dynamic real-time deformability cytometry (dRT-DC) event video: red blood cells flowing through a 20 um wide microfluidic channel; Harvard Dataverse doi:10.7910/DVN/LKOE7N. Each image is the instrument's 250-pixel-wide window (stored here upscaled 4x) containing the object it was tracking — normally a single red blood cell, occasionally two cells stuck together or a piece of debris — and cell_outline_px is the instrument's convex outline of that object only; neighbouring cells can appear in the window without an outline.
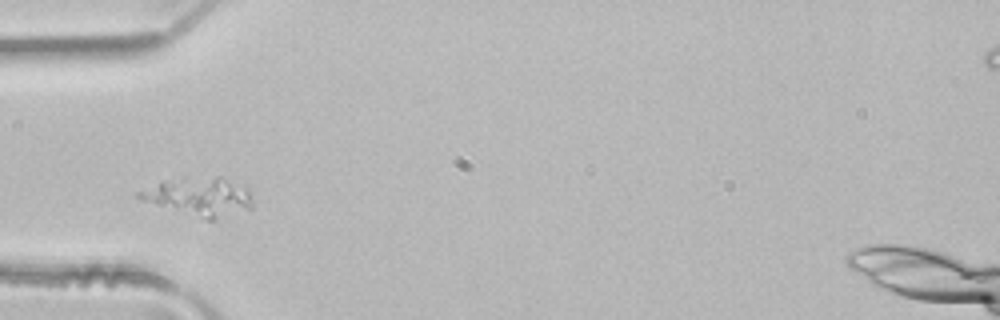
{"species": "common noctule bat (a hibernating species)", "species_latin": "Nyctalus noctula", "temperature_condition": "room temperature", "stored_images_in_passage": 4, "camera_frame_rate_fps": 3000, "um_per_image_px": 0.085, "animal": {"sex": "male", "body_mass_g": 21.5, "forearm_length_mm": 52.0}, "frame": {"image": 1, "passage_image": 4, "time_ms": 1.0, "image_size_px": [1000, 320], "cell_outline_px": [[252, 208], [212, 220], [208, 220], [140, 200], [136, 196], [136, 192], [164, 180], [180, 176], [224, 176], [244, 184], [248, 188], [252, 204]], "centroid_in_image_um": [16.95, 16.66], "position_along_channel_um": 68.1, "area_um2": 25.89}}